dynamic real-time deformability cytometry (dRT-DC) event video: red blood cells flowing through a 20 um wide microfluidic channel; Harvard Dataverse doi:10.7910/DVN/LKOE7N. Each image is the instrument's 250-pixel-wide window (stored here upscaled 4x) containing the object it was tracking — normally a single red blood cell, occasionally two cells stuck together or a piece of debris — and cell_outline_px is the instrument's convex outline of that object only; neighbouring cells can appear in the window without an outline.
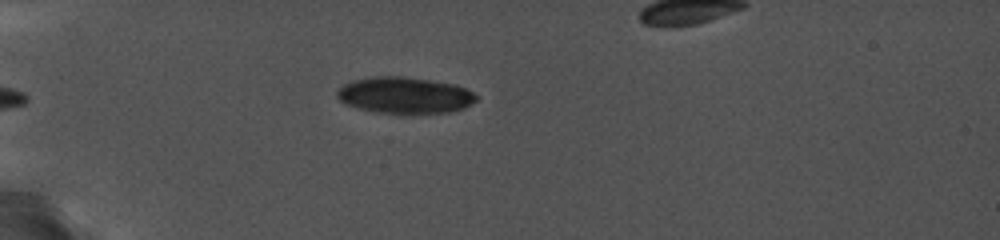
{"species": "common noctule bat (a hibernating species)", "species_latin": "Nyctalus noctula", "temperature_condition": "cold", "stored_images_in_passage": 8, "camera_frame_rate_fps": 5000, "um_per_image_px": 0.085, "animal": {"sex": "female", "body_mass_g": 19.0, "forearm_length_mm": 56.7}, "frame": {"image": 1, "passage_image": 7, "time_ms": 5.6, "image_size_px": [1000, 240], "cell_outline_px": [[480, 96], [472, 104], [464, 108], [448, 112], [376, 112], [344, 104], [336, 96], [336, 92], [344, 84], [352, 80], [372, 76], [404, 76], [456, 84]], "centroid_in_image_um": [34.4, 8.07], "position_along_channel_um": 50.6, "area_um2": 29.3}}